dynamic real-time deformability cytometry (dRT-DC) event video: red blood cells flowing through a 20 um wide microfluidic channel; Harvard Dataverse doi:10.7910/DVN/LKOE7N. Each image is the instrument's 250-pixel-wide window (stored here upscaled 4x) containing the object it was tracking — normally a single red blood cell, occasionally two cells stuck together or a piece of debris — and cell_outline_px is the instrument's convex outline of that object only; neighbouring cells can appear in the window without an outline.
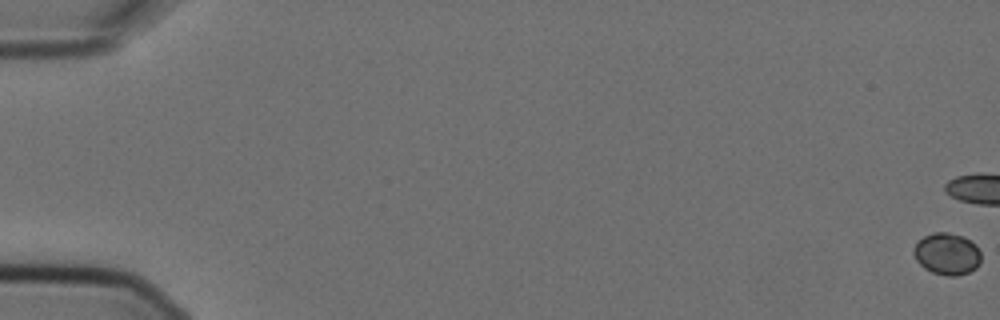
{"species": "Egyptian fruit bat (a non-hibernating species)", "species_latin": "Rousettus aegyptiacus", "temperature_condition": "cold", "stored_images_in_passage": 6, "camera_frame_rate_fps": 3000, "um_per_image_px": 0.085, "animal": {"sex": "female"}, "frame": {"image": 1, "passage_image": 1, "time_ms": 0.0, "image_size_px": [1000, 320], "cell_outline_px": [[980, 264], [976, 268], [968, 272], [956, 276], [948, 276], [932, 272], [924, 268], [916, 260], [912, 252], [912, 248], [924, 236], [932, 232], [948, 232], [964, 236], [976, 244], [980, 252]], "centroid_in_image_um": [80.49, 21.57], "position_along_channel_um": 4.5, "area_um2": 16.59}}